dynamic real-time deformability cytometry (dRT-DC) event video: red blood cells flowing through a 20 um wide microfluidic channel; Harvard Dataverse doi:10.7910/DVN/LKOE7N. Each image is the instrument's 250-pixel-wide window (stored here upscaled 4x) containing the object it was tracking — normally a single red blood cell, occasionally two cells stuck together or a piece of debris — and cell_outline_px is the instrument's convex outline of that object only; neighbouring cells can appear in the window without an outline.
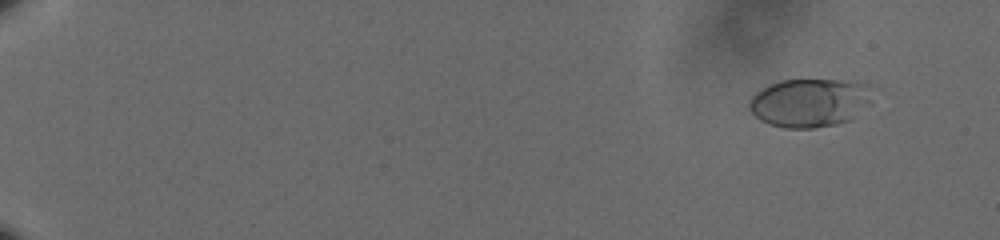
{"species": "human", "species_latin": "Homo sapiens", "temperature_condition": "cold", "stored_images_in_passage": 62, "camera_frame_rate_fps": 3000, "um_per_image_px": 0.085, "donor": {"sex": "male"}, "frame": {"image": 1, "passage_image": 7, "time_ms": 2.0, "image_size_px": [1000, 240], "cell_outline_px": [[876, 88], [868, 104], [852, 120], [836, 124], [816, 128], [784, 128], [768, 124], [760, 120], [748, 108], [748, 100], [756, 92], [780, 80], [864, 80], [872, 84]], "centroid_in_image_um": [68.91, 8.71], "position_along_channel_um": 16.1, "area_um2": 35.66}}
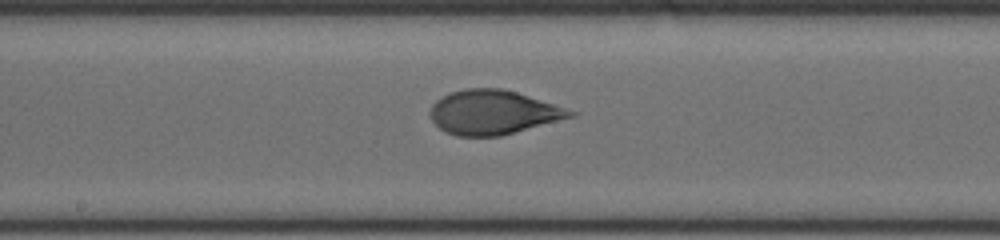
{"frame": {"image": 2, "passage_image": 38, "time_ms": 12.333, "image_size_px": [1000, 240], "cell_outline_px": [[580, 112], [576, 116], [500, 136], [456, 136], [444, 132], [432, 120], [432, 104], [436, 100], [452, 92], [464, 88], [500, 88], [516, 92]], "centroid_in_image_um": [41.95, 9.55], "position_along_channel_um": 206.2, "area_um2": 35.95}}
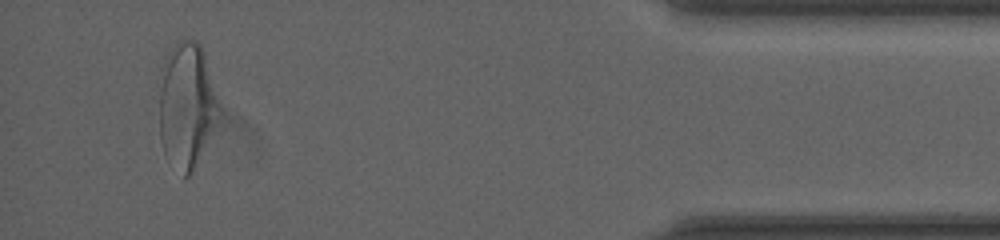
{"frame": {"image": 3, "passage_image": 60, "time_ms": 19.667, "image_size_px": [1000, 240], "cell_outline_px": [[224, 116], [192, 172], [188, 176], [184, 176], [164, 152], [160, 136], [160, 68], [168, 52], [176, 40], [196, 40], [200, 44], [204, 52]], "centroid_in_image_um": [15.93, 8.92], "position_along_channel_um": 419.3, "area_um2": 44.62}, "authors_computed_cell_mechanics": {"area_um2": 35.4314, "velocity_mm_per_s": 3.5907, "shape_relaxation_time_tau1_ms": 5.9621, "shape_relaxation_time_tau2_ms": 0.8875, "deformation_change_tau1": 0.2128, "deformation_change_tau2": 0.0626}}